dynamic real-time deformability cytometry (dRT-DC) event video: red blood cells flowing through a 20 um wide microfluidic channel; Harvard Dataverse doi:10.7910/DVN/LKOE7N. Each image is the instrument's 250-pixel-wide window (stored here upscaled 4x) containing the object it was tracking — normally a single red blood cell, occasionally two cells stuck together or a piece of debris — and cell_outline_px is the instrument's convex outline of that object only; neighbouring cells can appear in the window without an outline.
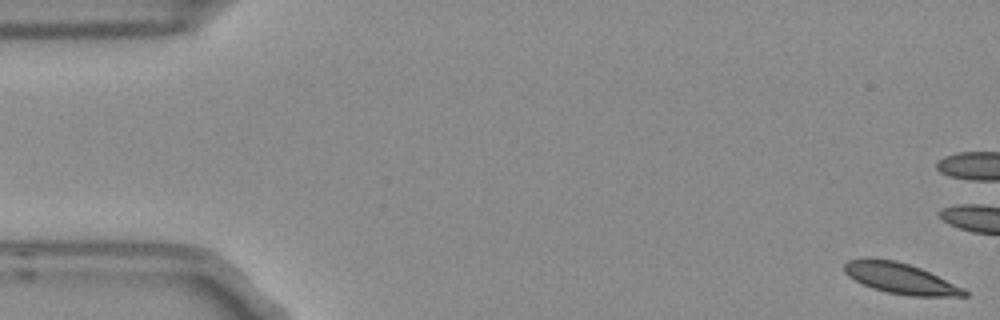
{"species": "Egyptian fruit bat (a non-hibernating species)", "species_latin": "Rousettus aegyptiacus", "temperature_condition": "room temperature", "stored_images_in_passage": 5, "segment_of_instrument_passage": [2, 2], "camera_frame_rate_fps": 3000, "um_per_image_px": 0.085, "frame": {"image": 1, "passage_image": 5, "time_ms": 1.333, "image_size_px": [1000, 320], "cell_outline_px": [[968, 296], [912, 296], [888, 292], [872, 288], [848, 276], [844, 272], [844, 264], [848, 260], [868, 256], [872, 256], [896, 260], [920, 268], [964, 288], [968, 292]], "centroid_in_image_um": [76.49, 23.63], "position_along_channel_um": 8.5, "area_um2": 21.56}}